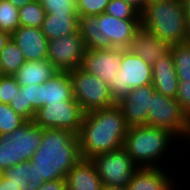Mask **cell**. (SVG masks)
Segmentation results:
<instances>
[{
  "label": "cell",
  "instance_id": "obj_1",
  "mask_svg": "<svg viewBox=\"0 0 190 190\" xmlns=\"http://www.w3.org/2000/svg\"><path fill=\"white\" fill-rule=\"evenodd\" d=\"M128 129L117 104L84 113L78 134L82 158L91 159L122 148Z\"/></svg>",
  "mask_w": 190,
  "mask_h": 190
},
{
  "label": "cell",
  "instance_id": "obj_2",
  "mask_svg": "<svg viewBox=\"0 0 190 190\" xmlns=\"http://www.w3.org/2000/svg\"><path fill=\"white\" fill-rule=\"evenodd\" d=\"M82 159L77 134L66 129H43L42 142L30 159L45 182L65 179Z\"/></svg>",
  "mask_w": 190,
  "mask_h": 190
},
{
  "label": "cell",
  "instance_id": "obj_3",
  "mask_svg": "<svg viewBox=\"0 0 190 190\" xmlns=\"http://www.w3.org/2000/svg\"><path fill=\"white\" fill-rule=\"evenodd\" d=\"M179 142V139L166 129L149 125L134 126L128 129L124 139L123 148L132 157L133 162L139 168H168V164H170L169 162L174 160V158L181 156L178 154L181 153V157H183V155H185L184 153H186L179 151ZM176 148H179V153L176 152L177 154L175 153L174 155L171 151ZM170 153L172 157L168 156ZM167 157H169V159L172 158L171 161L168 160Z\"/></svg>",
  "mask_w": 190,
  "mask_h": 190
},
{
  "label": "cell",
  "instance_id": "obj_4",
  "mask_svg": "<svg viewBox=\"0 0 190 190\" xmlns=\"http://www.w3.org/2000/svg\"><path fill=\"white\" fill-rule=\"evenodd\" d=\"M140 22L169 45L190 41L184 0L149 1L140 13Z\"/></svg>",
  "mask_w": 190,
  "mask_h": 190
},
{
  "label": "cell",
  "instance_id": "obj_5",
  "mask_svg": "<svg viewBox=\"0 0 190 190\" xmlns=\"http://www.w3.org/2000/svg\"><path fill=\"white\" fill-rule=\"evenodd\" d=\"M74 99L84 113L109 108L116 104L110 88L102 79L86 72L81 67L68 72Z\"/></svg>",
  "mask_w": 190,
  "mask_h": 190
},
{
  "label": "cell",
  "instance_id": "obj_6",
  "mask_svg": "<svg viewBox=\"0 0 190 190\" xmlns=\"http://www.w3.org/2000/svg\"><path fill=\"white\" fill-rule=\"evenodd\" d=\"M117 73L107 84L116 103L127 96L131 89L152 84V65L129 49L123 52L121 68Z\"/></svg>",
  "mask_w": 190,
  "mask_h": 190
},
{
  "label": "cell",
  "instance_id": "obj_7",
  "mask_svg": "<svg viewBox=\"0 0 190 190\" xmlns=\"http://www.w3.org/2000/svg\"><path fill=\"white\" fill-rule=\"evenodd\" d=\"M90 160L103 185L127 188L134 172L139 168L123 147L96 155Z\"/></svg>",
  "mask_w": 190,
  "mask_h": 190
},
{
  "label": "cell",
  "instance_id": "obj_8",
  "mask_svg": "<svg viewBox=\"0 0 190 190\" xmlns=\"http://www.w3.org/2000/svg\"><path fill=\"white\" fill-rule=\"evenodd\" d=\"M188 119L176 98L166 97L157 91L151 95L147 125L166 129L180 141L186 131Z\"/></svg>",
  "mask_w": 190,
  "mask_h": 190
},
{
  "label": "cell",
  "instance_id": "obj_9",
  "mask_svg": "<svg viewBox=\"0 0 190 190\" xmlns=\"http://www.w3.org/2000/svg\"><path fill=\"white\" fill-rule=\"evenodd\" d=\"M84 112L73 98L61 103H45L39 108L33 122L43 129H66L79 134Z\"/></svg>",
  "mask_w": 190,
  "mask_h": 190
},
{
  "label": "cell",
  "instance_id": "obj_10",
  "mask_svg": "<svg viewBox=\"0 0 190 190\" xmlns=\"http://www.w3.org/2000/svg\"><path fill=\"white\" fill-rule=\"evenodd\" d=\"M86 51L79 32L48 41L47 59L58 71L69 72L81 67Z\"/></svg>",
  "mask_w": 190,
  "mask_h": 190
},
{
  "label": "cell",
  "instance_id": "obj_11",
  "mask_svg": "<svg viewBox=\"0 0 190 190\" xmlns=\"http://www.w3.org/2000/svg\"><path fill=\"white\" fill-rule=\"evenodd\" d=\"M125 48L86 49L81 68L107 84L117 76Z\"/></svg>",
  "mask_w": 190,
  "mask_h": 190
},
{
  "label": "cell",
  "instance_id": "obj_12",
  "mask_svg": "<svg viewBox=\"0 0 190 190\" xmlns=\"http://www.w3.org/2000/svg\"><path fill=\"white\" fill-rule=\"evenodd\" d=\"M155 88L152 84L131 89L129 94L116 104L121 109L128 127L147 125V113L150 109L151 95Z\"/></svg>",
  "mask_w": 190,
  "mask_h": 190
},
{
  "label": "cell",
  "instance_id": "obj_13",
  "mask_svg": "<svg viewBox=\"0 0 190 190\" xmlns=\"http://www.w3.org/2000/svg\"><path fill=\"white\" fill-rule=\"evenodd\" d=\"M141 26L140 20L118 19L103 12L98 15L97 27L112 47L128 49Z\"/></svg>",
  "mask_w": 190,
  "mask_h": 190
},
{
  "label": "cell",
  "instance_id": "obj_14",
  "mask_svg": "<svg viewBox=\"0 0 190 190\" xmlns=\"http://www.w3.org/2000/svg\"><path fill=\"white\" fill-rule=\"evenodd\" d=\"M168 168L162 167H141L138 168L127 186L128 190H178L176 185L178 181H174L175 176L173 173L177 171H170ZM171 173V174H169ZM171 175V176H170ZM173 175V176H172ZM174 178V179H173Z\"/></svg>",
  "mask_w": 190,
  "mask_h": 190
},
{
  "label": "cell",
  "instance_id": "obj_15",
  "mask_svg": "<svg viewBox=\"0 0 190 190\" xmlns=\"http://www.w3.org/2000/svg\"><path fill=\"white\" fill-rule=\"evenodd\" d=\"M42 136L43 128L33 121H26L10 133V141L13 142L15 151V165L32 158L40 147Z\"/></svg>",
  "mask_w": 190,
  "mask_h": 190
},
{
  "label": "cell",
  "instance_id": "obj_16",
  "mask_svg": "<svg viewBox=\"0 0 190 190\" xmlns=\"http://www.w3.org/2000/svg\"><path fill=\"white\" fill-rule=\"evenodd\" d=\"M11 39L22 51L26 61L47 59L48 39L41 28L20 26L11 35Z\"/></svg>",
  "mask_w": 190,
  "mask_h": 190
},
{
  "label": "cell",
  "instance_id": "obj_17",
  "mask_svg": "<svg viewBox=\"0 0 190 190\" xmlns=\"http://www.w3.org/2000/svg\"><path fill=\"white\" fill-rule=\"evenodd\" d=\"M170 47L171 45L160 40L155 33L140 26L128 49L152 65L159 58L166 56L170 52Z\"/></svg>",
  "mask_w": 190,
  "mask_h": 190
},
{
  "label": "cell",
  "instance_id": "obj_18",
  "mask_svg": "<svg viewBox=\"0 0 190 190\" xmlns=\"http://www.w3.org/2000/svg\"><path fill=\"white\" fill-rule=\"evenodd\" d=\"M178 76L171 53L152 64V85L155 91L170 98H176Z\"/></svg>",
  "mask_w": 190,
  "mask_h": 190
},
{
  "label": "cell",
  "instance_id": "obj_19",
  "mask_svg": "<svg viewBox=\"0 0 190 190\" xmlns=\"http://www.w3.org/2000/svg\"><path fill=\"white\" fill-rule=\"evenodd\" d=\"M65 180L70 190H102L103 186L93 162L84 158L67 173Z\"/></svg>",
  "mask_w": 190,
  "mask_h": 190
},
{
  "label": "cell",
  "instance_id": "obj_20",
  "mask_svg": "<svg viewBox=\"0 0 190 190\" xmlns=\"http://www.w3.org/2000/svg\"><path fill=\"white\" fill-rule=\"evenodd\" d=\"M1 174L20 190H38L45 182L43 178H40L36 165L30 160L7 168Z\"/></svg>",
  "mask_w": 190,
  "mask_h": 190
},
{
  "label": "cell",
  "instance_id": "obj_21",
  "mask_svg": "<svg viewBox=\"0 0 190 190\" xmlns=\"http://www.w3.org/2000/svg\"><path fill=\"white\" fill-rule=\"evenodd\" d=\"M57 72L58 70L48 59L26 61L14 74V77L20 86L41 85Z\"/></svg>",
  "mask_w": 190,
  "mask_h": 190
},
{
  "label": "cell",
  "instance_id": "obj_22",
  "mask_svg": "<svg viewBox=\"0 0 190 190\" xmlns=\"http://www.w3.org/2000/svg\"><path fill=\"white\" fill-rule=\"evenodd\" d=\"M73 98L72 82L66 71H58L42 84V106L45 103H61Z\"/></svg>",
  "mask_w": 190,
  "mask_h": 190
},
{
  "label": "cell",
  "instance_id": "obj_23",
  "mask_svg": "<svg viewBox=\"0 0 190 190\" xmlns=\"http://www.w3.org/2000/svg\"><path fill=\"white\" fill-rule=\"evenodd\" d=\"M42 32L48 40L79 32V14H46Z\"/></svg>",
  "mask_w": 190,
  "mask_h": 190
},
{
  "label": "cell",
  "instance_id": "obj_24",
  "mask_svg": "<svg viewBox=\"0 0 190 190\" xmlns=\"http://www.w3.org/2000/svg\"><path fill=\"white\" fill-rule=\"evenodd\" d=\"M97 16H79V33L84 39L86 49L112 48L109 40L97 27Z\"/></svg>",
  "mask_w": 190,
  "mask_h": 190
},
{
  "label": "cell",
  "instance_id": "obj_25",
  "mask_svg": "<svg viewBox=\"0 0 190 190\" xmlns=\"http://www.w3.org/2000/svg\"><path fill=\"white\" fill-rule=\"evenodd\" d=\"M26 62L22 51L17 44L10 39V41L0 51V72L2 75H12L20 69Z\"/></svg>",
  "mask_w": 190,
  "mask_h": 190
},
{
  "label": "cell",
  "instance_id": "obj_26",
  "mask_svg": "<svg viewBox=\"0 0 190 190\" xmlns=\"http://www.w3.org/2000/svg\"><path fill=\"white\" fill-rule=\"evenodd\" d=\"M170 53L178 80H190V41L171 45Z\"/></svg>",
  "mask_w": 190,
  "mask_h": 190
},
{
  "label": "cell",
  "instance_id": "obj_27",
  "mask_svg": "<svg viewBox=\"0 0 190 190\" xmlns=\"http://www.w3.org/2000/svg\"><path fill=\"white\" fill-rule=\"evenodd\" d=\"M46 12L39 0H33L24 7L19 8L20 26L41 28L45 19Z\"/></svg>",
  "mask_w": 190,
  "mask_h": 190
},
{
  "label": "cell",
  "instance_id": "obj_28",
  "mask_svg": "<svg viewBox=\"0 0 190 190\" xmlns=\"http://www.w3.org/2000/svg\"><path fill=\"white\" fill-rule=\"evenodd\" d=\"M19 27V9L9 0H0V30L12 35Z\"/></svg>",
  "mask_w": 190,
  "mask_h": 190
},
{
  "label": "cell",
  "instance_id": "obj_29",
  "mask_svg": "<svg viewBox=\"0 0 190 190\" xmlns=\"http://www.w3.org/2000/svg\"><path fill=\"white\" fill-rule=\"evenodd\" d=\"M27 120L16 113L9 104L0 103V135L10 134Z\"/></svg>",
  "mask_w": 190,
  "mask_h": 190
},
{
  "label": "cell",
  "instance_id": "obj_30",
  "mask_svg": "<svg viewBox=\"0 0 190 190\" xmlns=\"http://www.w3.org/2000/svg\"><path fill=\"white\" fill-rule=\"evenodd\" d=\"M104 12L118 19L140 20V12L125 0H110Z\"/></svg>",
  "mask_w": 190,
  "mask_h": 190
},
{
  "label": "cell",
  "instance_id": "obj_31",
  "mask_svg": "<svg viewBox=\"0 0 190 190\" xmlns=\"http://www.w3.org/2000/svg\"><path fill=\"white\" fill-rule=\"evenodd\" d=\"M46 14H78L77 0H39Z\"/></svg>",
  "mask_w": 190,
  "mask_h": 190
},
{
  "label": "cell",
  "instance_id": "obj_32",
  "mask_svg": "<svg viewBox=\"0 0 190 190\" xmlns=\"http://www.w3.org/2000/svg\"><path fill=\"white\" fill-rule=\"evenodd\" d=\"M10 134L0 135V172L15 166V151Z\"/></svg>",
  "mask_w": 190,
  "mask_h": 190
},
{
  "label": "cell",
  "instance_id": "obj_33",
  "mask_svg": "<svg viewBox=\"0 0 190 190\" xmlns=\"http://www.w3.org/2000/svg\"><path fill=\"white\" fill-rule=\"evenodd\" d=\"M20 85L16 78L12 75L0 76V97L1 103L9 104L11 99L16 97L17 92L20 90Z\"/></svg>",
  "mask_w": 190,
  "mask_h": 190
},
{
  "label": "cell",
  "instance_id": "obj_34",
  "mask_svg": "<svg viewBox=\"0 0 190 190\" xmlns=\"http://www.w3.org/2000/svg\"><path fill=\"white\" fill-rule=\"evenodd\" d=\"M110 0H77L79 16H97L102 14Z\"/></svg>",
  "mask_w": 190,
  "mask_h": 190
},
{
  "label": "cell",
  "instance_id": "obj_35",
  "mask_svg": "<svg viewBox=\"0 0 190 190\" xmlns=\"http://www.w3.org/2000/svg\"><path fill=\"white\" fill-rule=\"evenodd\" d=\"M25 106H32V121L36 111L42 107V84L23 86Z\"/></svg>",
  "mask_w": 190,
  "mask_h": 190
},
{
  "label": "cell",
  "instance_id": "obj_36",
  "mask_svg": "<svg viewBox=\"0 0 190 190\" xmlns=\"http://www.w3.org/2000/svg\"><path fill=\"white\" fill-rule=\"evenodd\" d=\"M176 100L183 112L190 117V80H179Z\"/></svg>",
  "mask_w": 190,
  "mask_h": 190
},
{
  "label": "cell",
  "instance_id": "obj_37",
  "mask_svg": "<svg viewBox=\"0 0 190 190\" xmlns=\"http://www.w3.org/2000/svg\"><path fill=\"white\" fill-rule=\"evenodd\" d=\"M9 105L16 113L20 114L27 121H32V106H25L23 86L20 87L16 97L11 99Z\"/></svg>",
  "mask_w": 190,
  "mask_h": 190
},
{
  "label": "cell",
  "instance_id": "obj_38",
  "mask_svg": "<svg viewBox=\"0 0 190 190\" xmlns=\"http://www.w3.org/2000/svg\"><path fill=\"white\" fill-rule=\"evenodd\" d=\"M66 180L58 179L54 181L44 182L38 190H66Z\"/></svg>",
  "mask_w": 190,
  "mask_h": 190
},
{
  "label": "cell",
  "instance_id": "obj_39",
  "mask_svg": "<svg viewBox=\"0 0 190 190\" xmlns=\"http://www.w3.org/2000/svg\"><path fill=\"white\" fill-rule=\"evenodd\" d=\"M185 142V143H184ZM188 142V143H187ZM180 143H183V144H180V147H182V148H180L181 150H183L184 151V149H185V151L187 150V152H190V117H189V119H188V124H187V126H186V131H185V133H184V136H183V138L180 140ZM182 145V146H181ZM183 147H184V149H183ZM187 147V148H186ZM187 155L186 156H184L185 158L187 157V156H189L190 157V153H189V155H188V153H186Z\"/></svg>",
  "mask_w": 190,
  "mask_h": 190
},
{
  "label": "cell",
  "instance_id": "obj_40",
  "mask_svg": "<svg viewBox=\"0 0 190 190\" xmlns=\"http://www.w3.org/2000/svg\"><path fill=\"white\" fill-rule=\"evenodd\" d=\"M0 190H20L17 189L9 179L2 176L0 177Z\"/></svg>",
  "mask_w": 190,
  "mask_h": 190
},
{
  "label": "cell",
  "instance_id": "obj_41",
  "mask_svg": "<svg viewBox=\"0 0 190 190\" xmlns=\"http://www.w3.org/2000/svg\"><path fill=\"white\" fill-rule=\"evenodd\" d=\"M127 3L131 4L134 8H136L140 13L144 10L147 5V0H125Z\"/></svg>",
  "mask_w": 190,
  "mask_h": 190
},
{
  "label": "cell",
  "instance_id": "obj_42",
  "mask_svg": "<svg viewBox=\"0 0 190 190\" xmlns=\"http://www.w3.org/2000/svg\"><path fill=\"white\" fill-rule=\"evenodd\" d=\"M10 39H11L10 33L0 30V51L10 41Z\"/></svg>",
  "mask_w": 190,
  "mask_h": 190
},
{
  "label": "cell",
  "instance_id": "obj_43",
  "mask_svg": "<svg viewBox=\"0 0 190 190\" xmlns=\"http://www.w3.org/2000/svg\"><path fill=\"white\" fill-rule=\"evenodd\" d=\"M13 6L18 9L24 7L26 4L31 3L33 0H9Z\"/></svg>",
  "mask_w": 190,
  "mask_h": 190
},
{
  "label": "cell",
  "instance_id": "obj_44",
  "mask_svg": "<svg viewBox=\"0 0 190 190\" xmlns=\"http://www.w3.org/2000/svg\"><path fill=\"white\" fill-rule=\"evenodd\" d=\"M184 6H185V11H186L188 30L190 34V0H184Z\"/></svg>",
  "mask_w": 190,
  "mask_h": 190
},
{
  "label": "cell",
  "instance_id": "obj_45",
  "mask_svg": "<svg viewBox=\"0 0 190 190\" xmlns=\"http://www.w3.org/2000/svg\"><path fill=\"white\" fill-rule=\"evenodd\" d=\"M102 190H128V189L120 186L103 185Z\"/></svg>",
  "mask_w": 190,
  "mask_h": 190
}]
</instances>
